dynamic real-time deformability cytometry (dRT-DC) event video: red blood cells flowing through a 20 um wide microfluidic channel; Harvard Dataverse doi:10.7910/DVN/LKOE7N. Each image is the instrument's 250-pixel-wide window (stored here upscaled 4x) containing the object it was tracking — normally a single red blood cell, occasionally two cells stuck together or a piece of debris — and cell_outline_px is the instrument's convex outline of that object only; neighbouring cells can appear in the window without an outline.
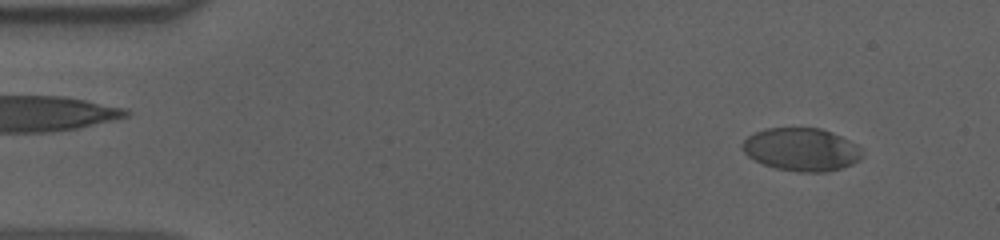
{"species": "human", "species_latin": "Homo sapiens", "temperature_condition": "cold", "stored_images_in_passage": 56, "camera_frame_rate_fps": 3000, "um_per_image_px": 0.085, "donor": {"sex": "male"}, "frame": {"image": 1, "passage_image": 5, "time_ms": 1.333, "image_size_px": [1000, 240], "cell_outline_px": [[864, 156], [860, 160], [852, 164], [828, 172], [800, 172], [776, 168], [764, 164], [748, 156], [740, 148], [740, 144], [748, 136], [764, 128], [820, 128], [832, 132], [856, 144], [864, 152]], "centroid_in_image_um": [68.13, 12.7], "position_along_channel_um": 16.9, "area_um2": 30.11}}
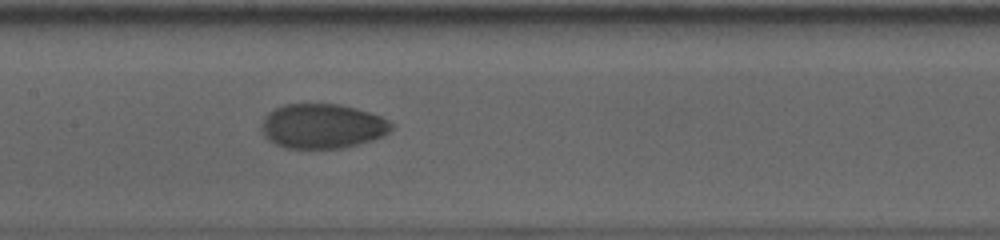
{"frame": {"image": 2, "passage_image": 27, "time_ms": 8.667, "image_size_px": [1000, 240], "cell_outline_px": [[392, 128], [384, 136], [372, 140], [340, 148], [284, 148], [268, 140], [264, 136], [260, 124], [264, 116], [268, 112], [284, 104], [340, 104], [356, 108], [380, 116], [388, 120], [392, 124]], "centroid_in_image_um": [27.37, 10.72], "position_along_channel_um": 180.0, "area_um2": 33.81}}
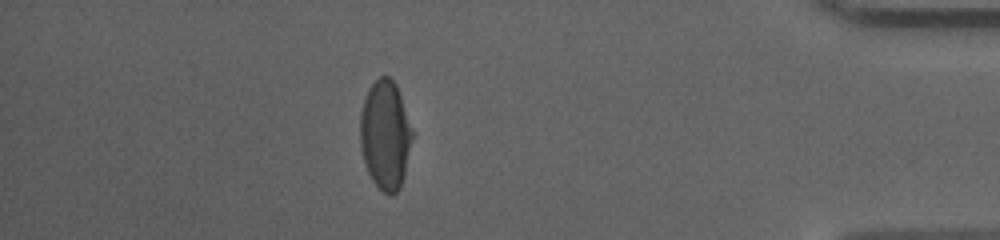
{"frame": {"image": 3, "passage_image": 49, "time_ms": 16.0, "image_size_px": [1000, 240], "cell_outline_px": [[412, 136], [404, 172], [400, 188], [392, 196], [388, 196], [372, 180], [368, 172], [364, 160], [360, 144], [360, 112], [368, 88], [380, 76], [388, 76], [396, 84], [412, 132]], "centroid_in_image_um": [32.71, 11.47], "position_along_channel_um": 402.5, "area_um2": 32.48}, "authors_computed_cell_mechanics": {"area_um2": 33.3217, "velocity_mm_per_s": 3.6249, "shape_relaxation_time_tau1_ms": 7.9294, "shape_relaxation_time_tau2_ms": 1.7128, "deformation_change_tau1": 0.2161, "deformation_change_tau2": 0.0363}}